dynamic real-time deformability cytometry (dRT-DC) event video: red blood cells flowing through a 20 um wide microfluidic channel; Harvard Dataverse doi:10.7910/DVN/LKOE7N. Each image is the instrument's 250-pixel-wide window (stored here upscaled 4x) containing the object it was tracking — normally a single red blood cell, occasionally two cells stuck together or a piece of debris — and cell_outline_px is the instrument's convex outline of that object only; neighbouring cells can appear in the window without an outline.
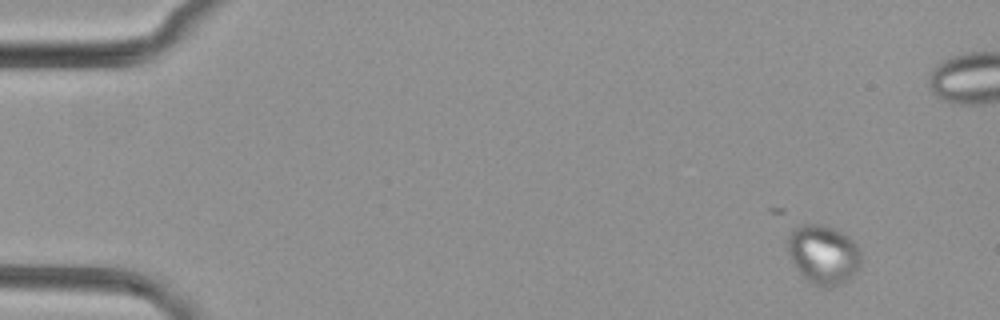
{"species": "common noctule bat (a hibernating species)", "species_latin": "Nyctalus noctula", "temperature_condition": "cold", "stored_images_in_passage": 36, "camera_frame_rate_fps": 3000, "um_per_image_px": 0.085, "animal": {"sex": "female", "body_mass_g": 29.2, "forearm_length_mm": 56.3}, "frame": {"image": 1, "passage_image": 1, "time_ms": 0.0, "image_size_px": [1000, 320], "cell_outline_px": [[860, 268], [856, 272], [840, 284], [828, 288], [820, 288], [812, 284], [796, 268], [788, 252], [788, 236], [800, 224], [820, 224], [836, 228], [844, 232], [860, 248]], "centroid_in_image_um": [70.0, 21.63], "position_along_channel_um": 15.0, "area_um2": 25.37}}
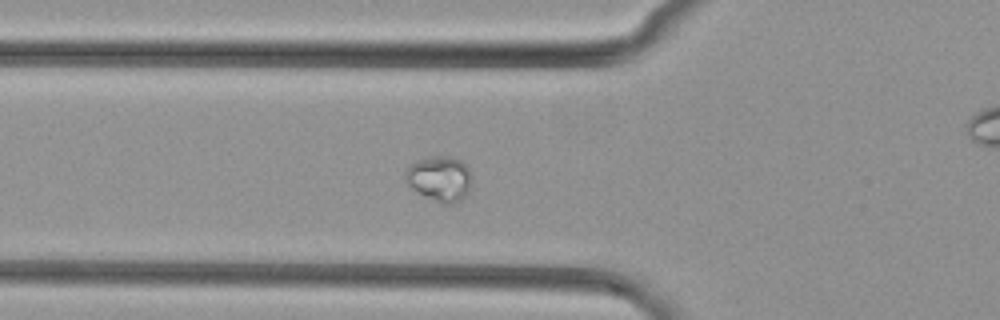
{"frame": {"image": 2, "passage_image": 16, "time_ms": 5.0, "image_size_px": [1000, 320], "cell_outline_px": [[472, 176], [468, 192], [460, 200], [452, 204], [444, 204], [412, 188], [408, 184], [404, 176], [404, 172], [408, 164], [416, 160], [432, 156], [448, 156], [460, 160], [468, 168]], "centroid_in_image_um": [37.36, 15.15], "position_along_channel_um": 88.4, "area_um2": 17.34}}